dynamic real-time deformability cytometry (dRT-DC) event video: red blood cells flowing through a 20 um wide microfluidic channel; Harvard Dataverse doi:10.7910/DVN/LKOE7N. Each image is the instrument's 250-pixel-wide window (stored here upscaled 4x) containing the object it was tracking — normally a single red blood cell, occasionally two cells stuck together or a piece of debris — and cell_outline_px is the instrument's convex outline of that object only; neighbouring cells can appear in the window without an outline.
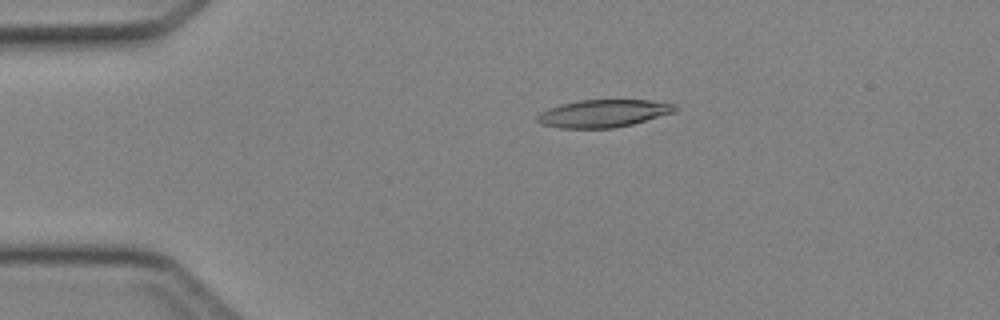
{"species": "Egyptian fruit bat (a non-hibernating species)", "species_latin": "Rousettus aegyptiacus", "temperature_condition": "cold", "stored_images_in_passage": 41, "camera_frame_rate_fps": 3000, "um_per_image_px": 0.085, "animal": {"sex": "female"}, "frame": {"image": 1, "passage_image": 5, "time_ms": 1.333, "image_size_px": [1000, 320], "cell_outline_px": [[676, 112], [632, 124], [612, 128], [560, 128], [540, 124], [536, 120], [536, 116], [540, 112], [548, 108], [560, 104], [580, 100], [652, 100], [676, 104]], "centroid_in_image_um": [51.27, 9.64], "position_along_channel_um": 33.7, "area_um2": 22.25}}
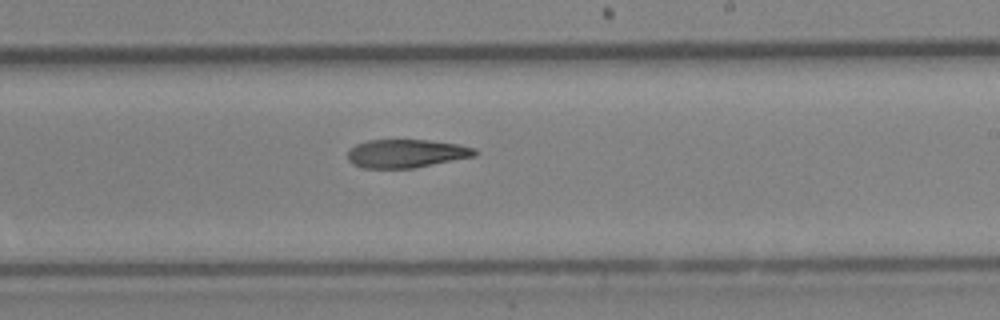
{"frame": {"image": 2, "passage_image": 23, "time_ms": 7.333, "image_size_px": [1000, 320], "cell_outline_px": [[480, 152], [476, 156], [412, 168], [364, 168], [352, 164], [348, 160], [348, 152], [356, 144], [368, 140], [428, 140], [460, 144], [476, 148]], "centroid_in_image_um": [34.58, 13.04], "position_along_channel_um": 254.4, "area_um2": 21.1}}
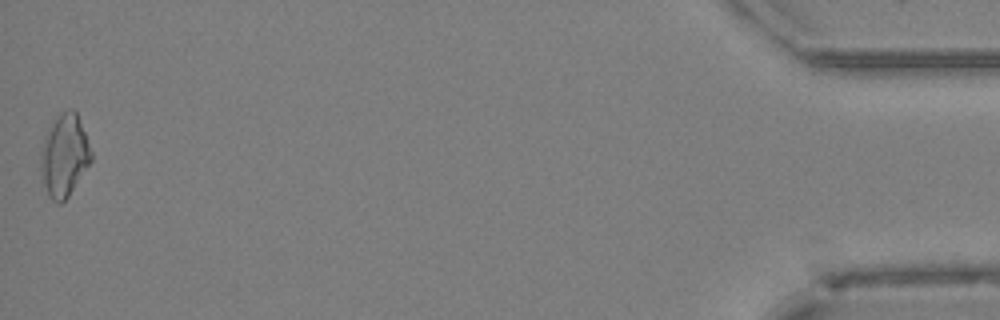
{"frame": {"image": 3, "passage_image": 41, "time_ms": 13.333, "image_size_px": [1000, 320], "cell_outline_px": [[92, 160], [68, 196], [60, 204], [56, 204], [48, 196], [44, 184], [40, 168], [40, 152], [44, 136], [56, 116], [60, 112], [68, 108], [72, 108], [76, 112], [92, 152]], "centroid_in_image_um": [5.44, 13.21], "position_along_channel_um": 429.8, "area_um2": 24.16}}